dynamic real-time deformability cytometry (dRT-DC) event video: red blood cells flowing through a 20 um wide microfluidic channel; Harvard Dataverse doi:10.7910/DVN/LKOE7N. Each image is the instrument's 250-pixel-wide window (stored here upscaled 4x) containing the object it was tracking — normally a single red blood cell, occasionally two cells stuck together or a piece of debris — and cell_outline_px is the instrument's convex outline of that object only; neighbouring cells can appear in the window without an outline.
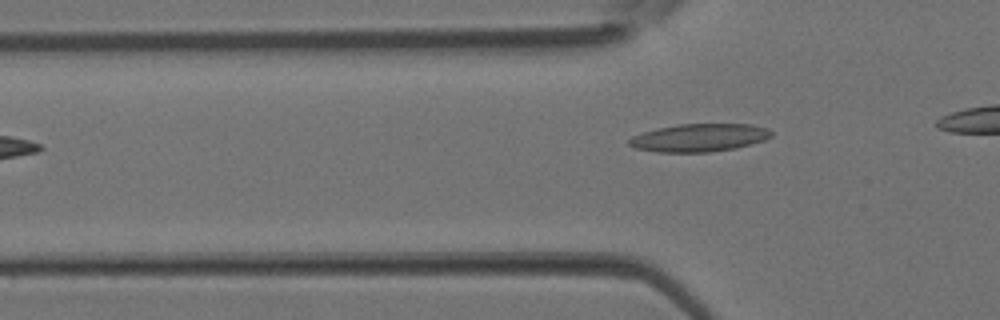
{"species": "Egyptian fruit bat (a non-hibernating species)", "species_latin": "Rousettus aegyptiacus", "temperature_condition": "room temperature", "stored_images_in_passage": 4, "camera_frame_rate_fps": 3000, "um_per_image_px": 0.085, "animal": {"sex": "female"}, "frame": {"image": 1, "passage_image": 3, "time_ms": 0.667, "image_size_px": [1000, 320], "cell_outline_px": [[772, 136], [764, 140], [736, 148], [712, 152], [656, 152], [636, 148], [628, 144], [628, 140], [632, 136], [656, 128], [680, 124], [752, 124], [768, 128], [772, 132]], "centroid_in_image_um": [59.45, 11.7], "position_along_channel_um": 66.4, "area_um2": 23.18}}